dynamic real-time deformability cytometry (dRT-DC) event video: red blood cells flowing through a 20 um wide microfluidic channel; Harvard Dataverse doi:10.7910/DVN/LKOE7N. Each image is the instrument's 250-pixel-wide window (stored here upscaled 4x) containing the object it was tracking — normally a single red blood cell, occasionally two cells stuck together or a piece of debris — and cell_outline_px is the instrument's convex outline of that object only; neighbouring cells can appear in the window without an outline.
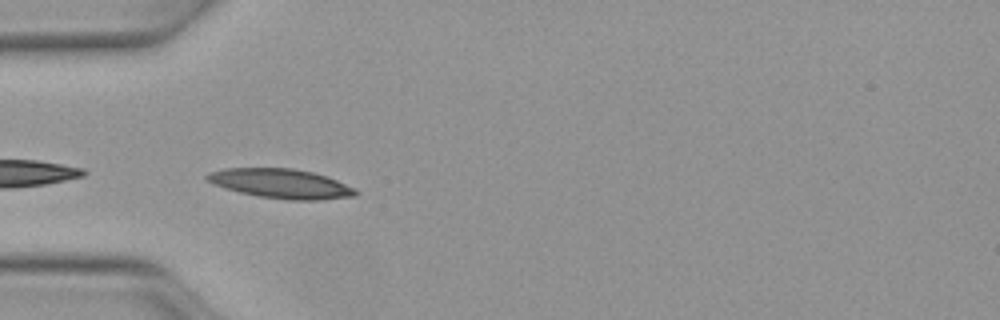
{"species": "Egyptian fruit bat (a non-hibernating species)", "species_latin": "Rousettus aegyptiacus", "temperature_condition": "warm", "stored_images_in_passage": 4, "camera_frame_rate_fps": 3000, "um_per_image_px": 0.085, "animal": {"sex": "female"}, "frame": {"image": 1, "passage_image": 1, "time_ms": 0.0, "image_size_px": [1000, 320], "cell_outline_px": [[356, 196], [320, 200], [292, 200], [260, 196], [240, 192], [216, 184], [208, 180], [204, 176], [212, 172], [224, 168], [292, 168], [312, 172], [328, 176], [356, 188]], "centroid_in_image_um": [23.96, 15.6], "position_along_channel_um": 61.0, "area_um2": 25.2}}